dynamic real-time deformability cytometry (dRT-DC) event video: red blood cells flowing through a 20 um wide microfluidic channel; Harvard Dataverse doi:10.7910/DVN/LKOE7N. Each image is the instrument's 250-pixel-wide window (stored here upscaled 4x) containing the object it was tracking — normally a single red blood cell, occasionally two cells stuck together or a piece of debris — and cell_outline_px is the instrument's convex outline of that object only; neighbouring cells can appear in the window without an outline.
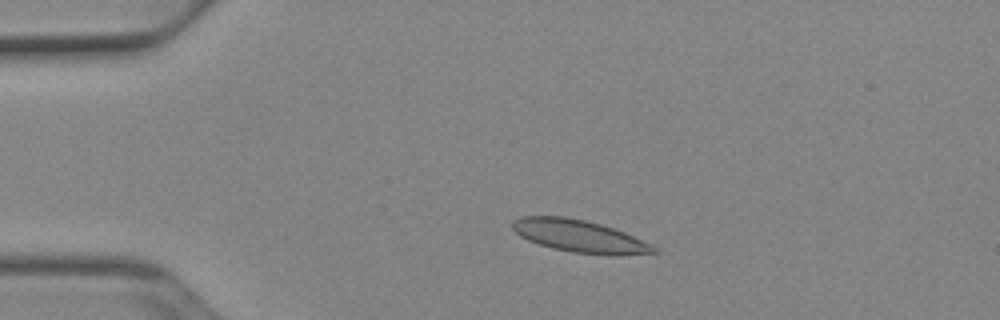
{"species": "Egyptian fruit bat (a non-hibernating species)", "species_latin": "Rousettus aegyptiacus", "temperature_condition": "cold", "stored_images_in_passage": 42, "camera_frame_rate_fps": 3000, "um_per_image_px": 0.085, "animal": {"sex": "female"}, "frame": {"image": 1, "passage_image": 1, "time_ms": 0.0, "image_size_px": [1000, 320], "cell_outline_px": [[660, 252], [616, 256], [608, 256], [572, 252], [552, 248], [528, 240], [520, 236], [512, 228], [512, 220], [520, 216], [564, 216], [584, 220], [600, 224], [624, 232], [656, 248]], "centroid_in_image_um": [49.22, 20.08], "position_along_channel_um": 35.8, "area_um2": 26.53}}
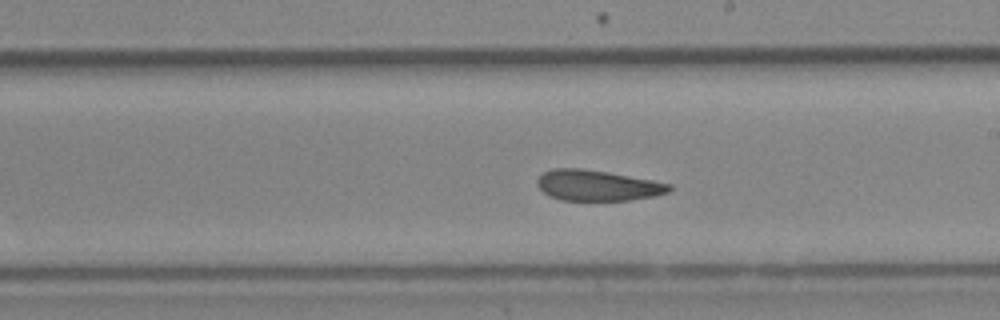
{"frame": {"image": 2, "passage_image": 20, "time_ms": 6.333, "image_size_px": [1000, 320], "cell_outline_px": [[672, 188], [668, 192], [652, 196], [632, 200], [560, 200], [548, 196], [536, 184], [536, 180], [544, 172], [552, 168], [580, 168], [608, 172], [652, 180], [672, 184]], "centroid_in_image_um": [50.76, 15.76], "position_along_channel_um": 238.2, "area_um2": 23.58}}
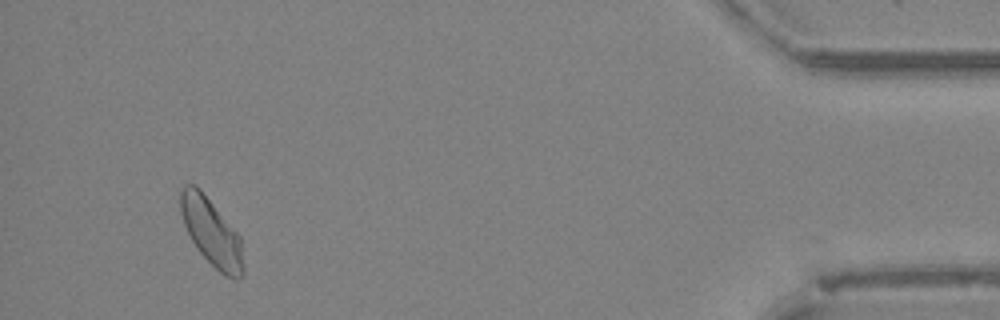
{"frame": {"image": 3, "passage_image": 39, "time_ms": 12.667, "image_size_px": [1000, 320], "cell_outline_px": [[244, 276], [236, 280], [224, 276], [196, 248], [184, 224], [180, 212], [180, 192], [184, 184], [196, 184], [200, 188], [240, 236], [244, 264]], "centroid_in_image_um": [17.99, 19.74], "position_along_channel_um": 417.2, "area_um2": 24.68}, "authors_computed_cell_mechanics": {"area_um2": 24.8251, "velocity_mm_per_s": 3.8689, "shape_relaxation_time_tau1_ms": 6.0518, "shape_relaxation_time_tau2_ms": 2.3876, "deformation_change_tau1": 0.1222, "deformation_change_tau2": 0.0689}}